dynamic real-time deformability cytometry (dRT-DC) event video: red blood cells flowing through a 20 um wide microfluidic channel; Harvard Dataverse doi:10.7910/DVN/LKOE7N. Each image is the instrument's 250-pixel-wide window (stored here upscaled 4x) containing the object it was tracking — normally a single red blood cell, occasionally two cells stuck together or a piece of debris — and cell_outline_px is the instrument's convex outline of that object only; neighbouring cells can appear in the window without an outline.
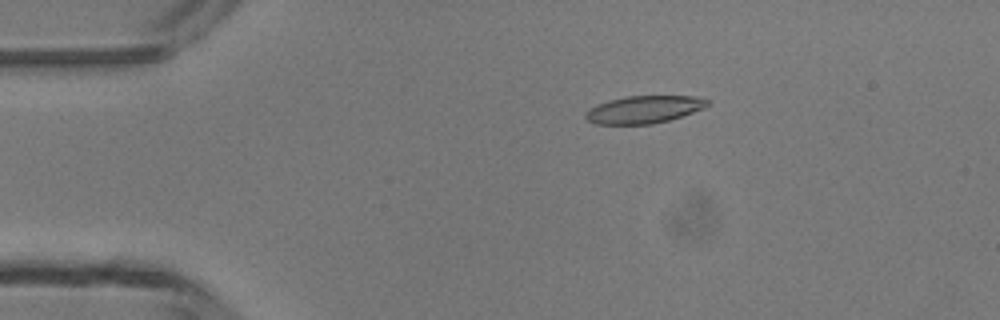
{"species": "common noctule bat (a hibernating species)", "species_latin": "Nyctalus noctula", "temperature_condition": "room temperature", "stored_images_in_passage": 5, "camera_frame_rate_fps": 3000, "um_per_image_px": 0.085, "animal": {"sex": "male", "body_mass_g": 13.3}, "frame": {"image": 1, "passage_image": 3, "time_ms": 2.333, "image_size_px": [1000, 320], "cell_outline_px": [[708, 104], [704, 108], [668, 120], [652, 124], [596, 124], [588, 120], [584, 116], [596, 104], [608, 100], [628, 96], [696, 96], [708, 100]], "centroid_in_image_um": [54.73, 9.3], "position_along_channel_um": 30.3, "area_um2": 19.25}}
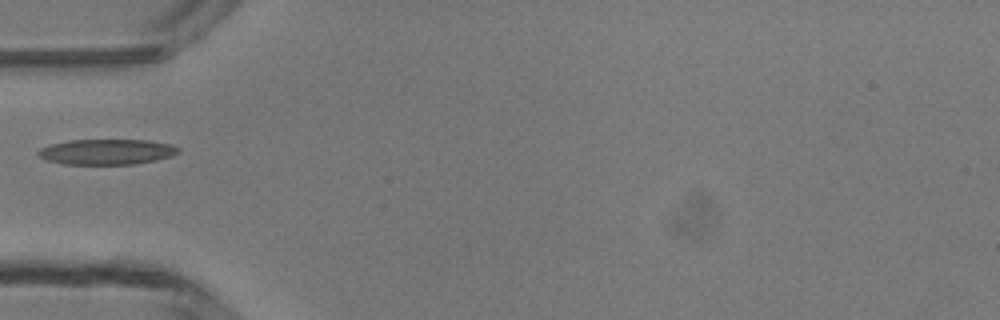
{"frame": {"image": 2, "passage_image": 5, "time_ms": 4.667, "image_size_px": [1000, 320], "cell_outline_px": [[180, 152], [172, 156], [156, 160], [132, 164], [64, 164], [44, 160], [36, 152], [40, 148], [52, 144], [68, 140], [148, 140], [172, 144], [180, 148]], "centroid_in_image_um": [9.09, 12.9], "position_along_channel_um": 75.9, "area_um2": 20.87}}